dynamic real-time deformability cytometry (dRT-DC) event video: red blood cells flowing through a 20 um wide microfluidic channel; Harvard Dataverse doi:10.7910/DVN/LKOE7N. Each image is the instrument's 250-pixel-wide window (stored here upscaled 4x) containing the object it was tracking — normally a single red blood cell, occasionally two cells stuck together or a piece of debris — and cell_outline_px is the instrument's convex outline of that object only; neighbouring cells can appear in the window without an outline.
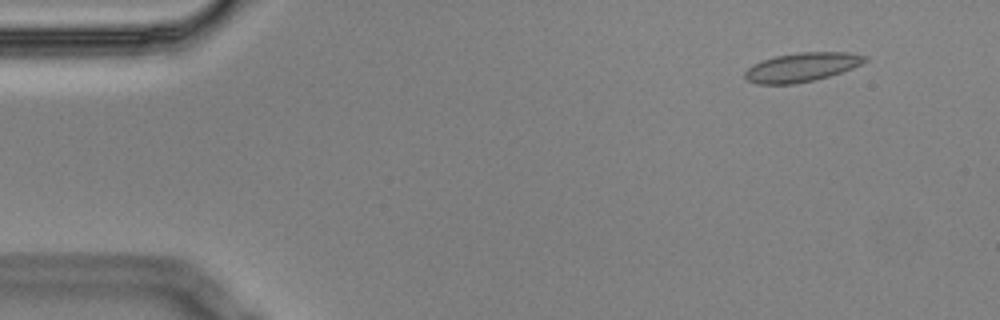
{"species": "Egyptian fruit bat (a non-hibernating species)", "species_latin": "Rousettus aegyptiacus", "temperature_condition": "cold", "stored_images_in_passage": 5, "camera_frame_rate_fps": 3000, "um_per_image_px": 0.085, "animal": {"sex": "male"}, "frame": {"image": 1, "passage_image": 2, "time_ms": 0.333, "image_size_px": [1000, 320], "cell_outline_px": [[868, 60], [852, 68], [828, 76], [812, 80], [792, 84], [756, 84], [748, 80], [744, 76], [744, 72], [752, 64], [760, 60], [776, 56], [800, 52], [848, 52], [868, 56]], "centroid_in_image_um": [68.13, 5.7], "position_along_channel_um": 16.9, "area_um2": 20.17}}
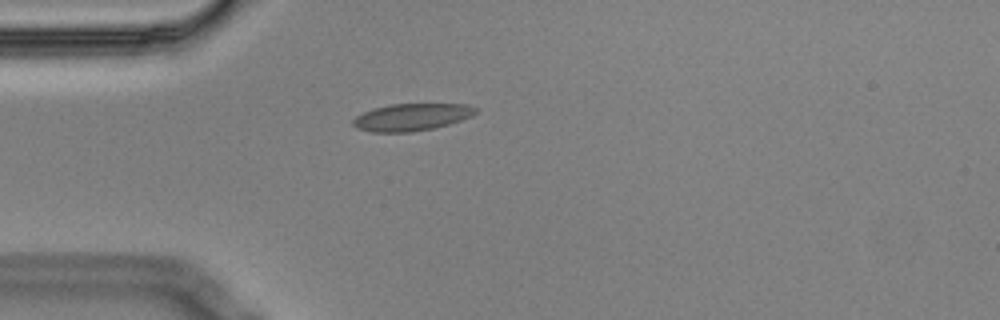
{"frame": {"image": 2, "passage_image": 5, "time_ms": 1.333, "image_size_px": [1000, 320], "cell_outline_px": [[476, 112], [472, 116], [448, 124], [432, 128], [412, 132], [372, 132], [356, 128], [352, 124], [352, 120], [356, 116], [372, 108], [392, 104], [468, 104], [476, 108]], "centroid_in_image_um": [34.95, 9.95], "position_along_channel_um": 50.0, "area_um2": 19.36}}